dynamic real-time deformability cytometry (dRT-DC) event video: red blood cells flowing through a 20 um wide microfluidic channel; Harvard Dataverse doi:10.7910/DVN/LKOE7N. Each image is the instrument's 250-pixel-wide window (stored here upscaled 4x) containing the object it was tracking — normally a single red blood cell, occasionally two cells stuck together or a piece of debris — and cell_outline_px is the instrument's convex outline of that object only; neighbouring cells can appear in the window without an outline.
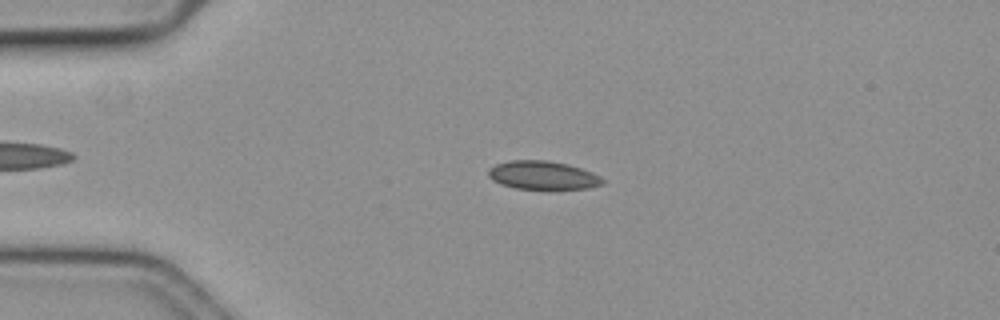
{"species": "common noctule bat (a hibernating species)", "species_latin": "Nyctalus noctula", "temperature_condition": "cold", "stored_images_in_passage": 57, "camera_frame_rate_fps": 3000, "um_per_image_px": 0.085, "animal": {"sex": "female", "body_mass_g": 19.3, "forearm_length_mm": 54.1}, "frame": {"image": 1, "passage_image": 13, "time_ms": 4.0, "image_size_px": [1000, 320], "cell_outline_px": [[604, 184], [588, 188], [556, 192], [548, 192], [516, 188], [500, 184], [492, 180], [488, 176], [488, 168], [496, 164], [508, 160], [548, 160], [568, 164], [592, 172], [600, 176], [604, 180]], "centroid_in_image_um": [46.16, 14.95], "position_along_channel_um": 38.8, "area_um2": 20.0}}
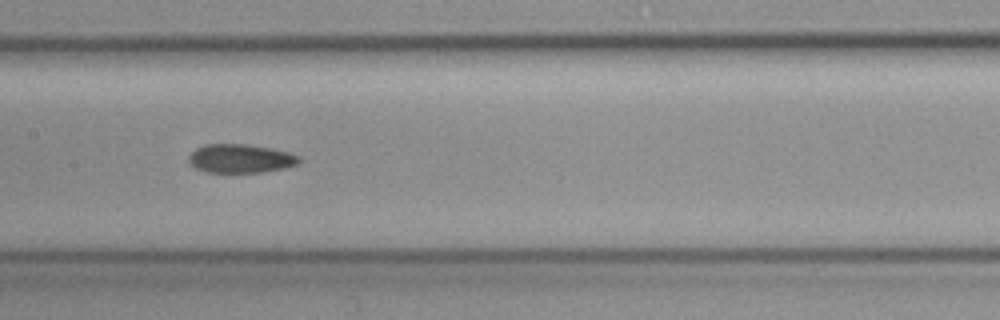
{"frame": {"image": 2, "passage_image": 28, "time_ms": 9.0, "image_size_px": [1000, 320], "cell_outline_px": [[300, 160], [296, 164], [284, 168], [264, 172], [208, 172], [196, 168], [188, 164], [188, 156], [196, 148], [204, 144], [248, 144], [272, 148], [288, 152], [300, 156]], "centroid_in_image_um": [20.42, 13.47], "position_along_channel_um": 187.0, "area_um2": 18.55}}
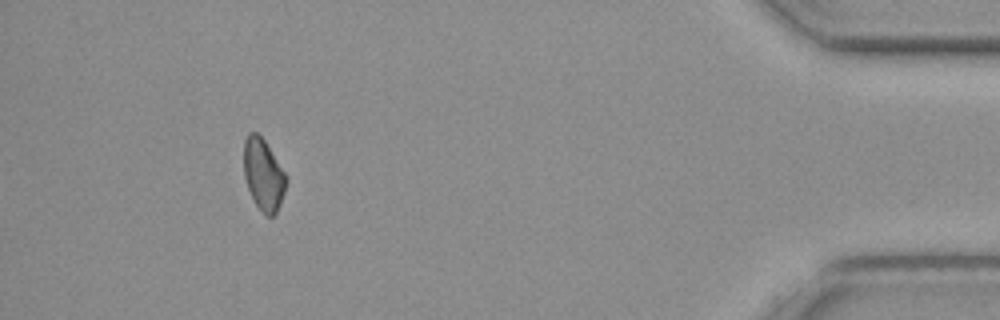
{"frame": {"image": 3, "passage_image": 52, "time_ms": 17.0, "image_size_px": [1000, 320], "cell_outline_px": [[288, 180], [280, 204], [276, 212], [272, 216], [264, 216], [256, 204], [248, 188], [244, 176], [244, 140], [248, 132], [256, 132], [264, 140], [284, 172]], "centroid_in_image_um": [22.38, 14.85], "position_along_channel_um": 412.8, "area_um2": 17.46}}